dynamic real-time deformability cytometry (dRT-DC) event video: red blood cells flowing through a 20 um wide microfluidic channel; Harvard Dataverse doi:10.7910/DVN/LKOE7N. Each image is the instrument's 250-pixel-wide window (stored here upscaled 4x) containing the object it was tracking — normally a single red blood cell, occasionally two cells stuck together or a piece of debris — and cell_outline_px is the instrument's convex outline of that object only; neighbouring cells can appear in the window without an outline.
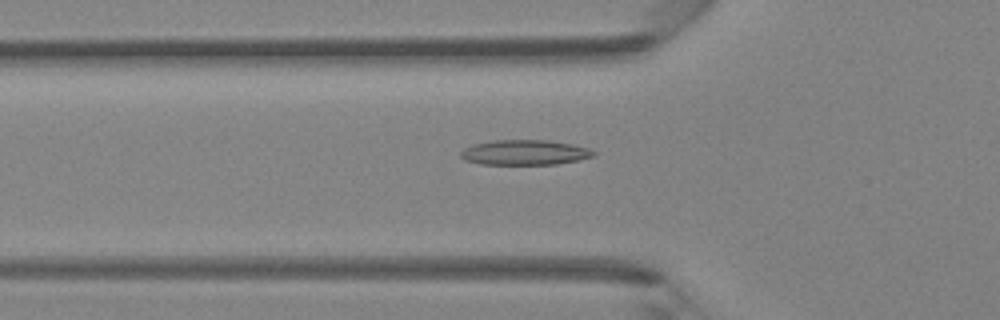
{"species": "Egyptian fruit bat (a non-hibernating species)", "species_latin": "Rousettus aegyptiacus", "temperature_condition": "room temperature", "stored_images_in_passage": 32, "camera_frame_rate_fps": 3000, "um_per_image_px": 0.085, "animal": {"sex": "female"}, "frame": {"image": 1, "passage_image": 2, "time_ms": 0.333, "image_size_px": [1000, 320], "cell_outline_px": [[596, 152], [592, 156], [580, 160], [556, 164], [480, 164], [464, 160], [460, 156], [460, 152], [464, 148], [472, 144], [496, 140], [548, 140], [572, 144], [588, 148]], "centroid_in_image_um": [44.58, 12.96], "position_along_channel_um": 81.2, "area_um2": 19.42}}
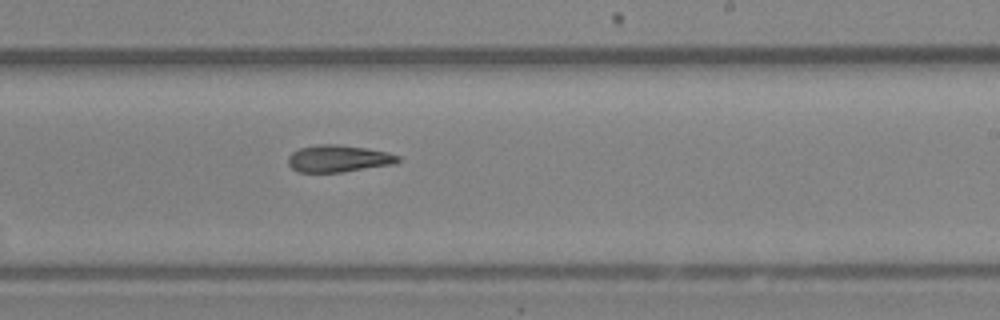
{"frame": {"image": 2, "passage_image": 14, "time_ms": 4.333, "image_size_px": [1000, 320], "cell_outline_px": [[400, 160], [396, 164], [340, 172], [300, 172], [292, 168], [288, 164], [288, 156], [292, 152], [300, 148], [320, 144], [336, 144], [368, 148], [388, 152], [400, 156]], "centroid_in_image_um": [28.79, 13.47], "position_along_channel_um": 260.2, "area_um2": 17.34}}
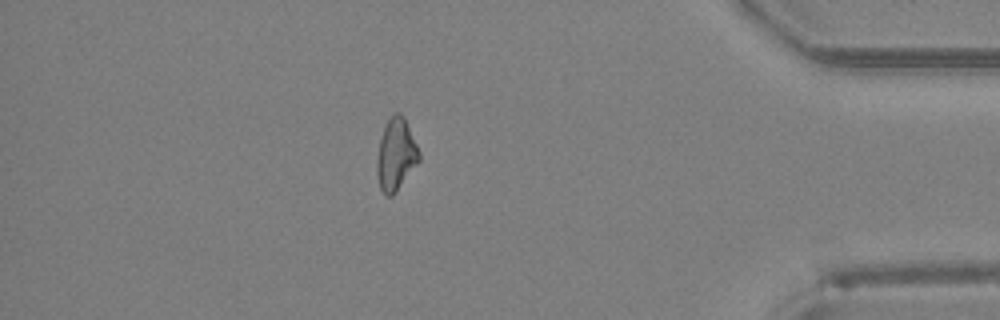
{"frame": {"image": 3, "passage_image": 26, "time_ms": 8.333, "image_size_px": [1000, 320], "cell_outline_px": [[420, 160], [396, 192], [392, 196], [384, 196], [380, 188], [376, 172], [376, 160], [380, 140], [384, 128], [392, 112], [400, 112], [404, 116], [420, 152]], "centroid_in_image_um": [33.65, 13.14], "position_along_channel_um": 401.6, "area_um2": 17.8}}